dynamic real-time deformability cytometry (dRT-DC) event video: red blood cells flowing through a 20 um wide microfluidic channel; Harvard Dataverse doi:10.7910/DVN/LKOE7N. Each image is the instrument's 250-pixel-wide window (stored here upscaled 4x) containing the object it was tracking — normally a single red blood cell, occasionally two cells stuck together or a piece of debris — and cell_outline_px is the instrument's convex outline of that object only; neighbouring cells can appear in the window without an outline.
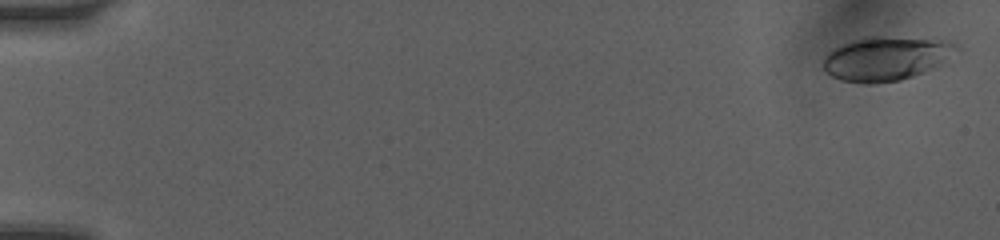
{"species": "human", "species_latin": "Homo sapiens", "temperature_condition": "room temperature", "stored_images_in_passage": 6, "camera_frame_rate_fps": 3000, "um_per_image_px": 0.085, "donor": {"sex": "female"}, "frame": {"image": 1, "passage_image": 1, "time_ms": 0.0, "image_size_px": [1000, 240], "cell_outline_px": [[960, 48], [920, 72], [912, 76], [900, 80], [872, 84], [864, 84], [840, 80], [832, 76], [820, 64], [824, 56], [828, 52], [852, 40], [864, 36], [876, 36], [944, 40], [956, 44]], "centroid_in_image_um": [75.17, 4.97], "position_along_channel_um": 9.8, "area_um2": 33.29}}
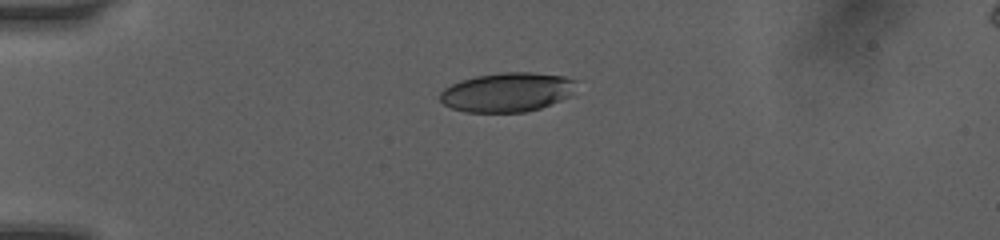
{"frame": {"image": 2, "passage_image": 4, "time_ms": 4.0, "image_size_px": [1000, 240], "cell_outline_px": [[576, 80], [568, 96], [560, 100], [540, 108], [524, 112], [464, 112], [452, 108], [444, 104], [440, 100], [440, 92], [444, 88], [460, 80], [476, 76], [500, 72], [532, 72], [564, 76]], "centroid_in_image_um": [43.05, 7.83], "position_along_channel_um": 41.9, "area_um2": 30.98}}
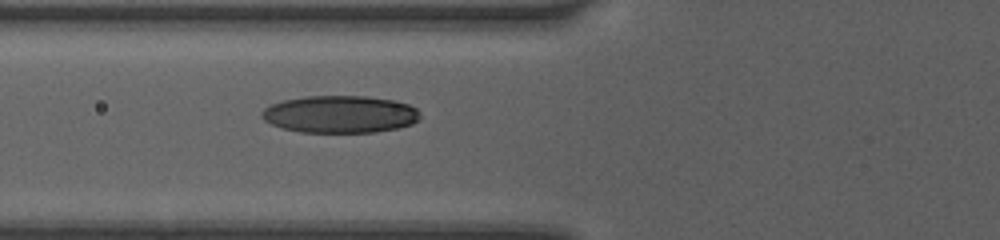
{"frame": {"image": 3, "passage_image": 6, "time_ms": 6.333, "image_size_px": [1000, 240], "cell_outline_px": [[420, 120], [412, 124], [400, 128], [376, 132], [300, 132], [280, 128], [264, 120], [260, 116], [260, 112], [264, 108], [272, 104], [284, 100], [308, 96], [364, 96], [396, 100], [408, 104], [416, 108], [420, 112]], "centroid_in_image_um": [28.92, 9.71], "position_along_channel_um": 96.9, "area_um2": 34.74}}